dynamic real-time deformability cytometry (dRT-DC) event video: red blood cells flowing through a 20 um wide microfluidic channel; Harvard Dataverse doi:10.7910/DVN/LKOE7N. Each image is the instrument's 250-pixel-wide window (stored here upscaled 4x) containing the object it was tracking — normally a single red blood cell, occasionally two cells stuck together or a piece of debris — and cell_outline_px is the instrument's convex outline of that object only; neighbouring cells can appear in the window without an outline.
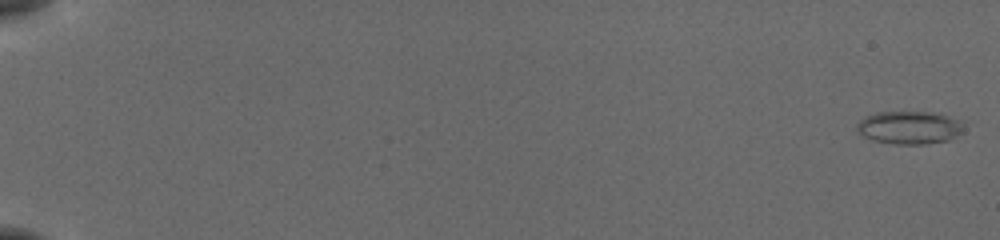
{"species": "common noctule bat (a hibernating species)", "species_latin": "Nyctalus noctula", "temperature_condition": "cold", "stored_images_in_passage": 14, "camera_frame_rate_fps": 3000, "um_per_image_px": 0.085, "animal": {"sex": "female", "body_mass_g": 19.5, "forearm_length_mm": 54.1}, "frame": {"image": 1, "passage_image": 1, "time_ms": 0.0, "image_size_px": [1000, 240], "cell_outline_px": [[964, 128], [956, 136], [948, 140], [924, 144], [896, 144], [872, 140], [856, 132], [856, 124], [860, 120], [876, 112], [928, 112], [944, 116], [956, 120]], "centroid_in_image_um": [77.21, 10.85], "position_along_channel_um": 7.8, "area_um2": 20.11}}